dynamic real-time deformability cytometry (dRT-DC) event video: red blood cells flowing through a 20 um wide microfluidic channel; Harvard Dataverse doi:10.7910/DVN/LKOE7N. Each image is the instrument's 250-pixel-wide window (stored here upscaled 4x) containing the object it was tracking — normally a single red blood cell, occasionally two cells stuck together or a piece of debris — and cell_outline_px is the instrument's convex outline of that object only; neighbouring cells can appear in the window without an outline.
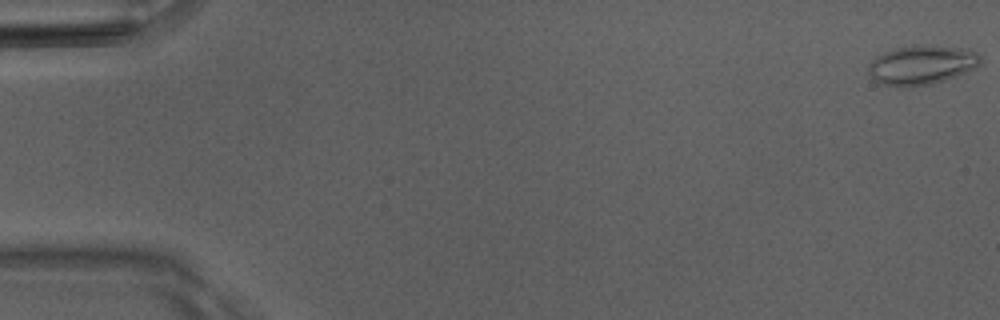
{"species": "Egyptian fruit bat (a non-hibernating species)", "species_latin": "Rousettus aegyptiacus", "temperature_condition": "room temperature", "stored_images_in_passage": 15, "camera_frame_rate_fps": 3000, "um_per_image_px": 0.085, "animal": {"sex": "male"}, "frame": {"image": 1, "passage_image": 1, "time_ms": 0.0, "image_size_px": [1000, 320], "cell_outline_px": [[984, 60], [976, 68], [944, 80], [932, 84], [896, 88], [884, 84], [876, 80], [868, 72], [868, 64], [876, 56], [884, 52], [896, 48], [916, 44], [968, 48], [976, 52]], "centroid_in_image_um": [78.36, 5.51], "position_along_channel_um": 6.6, "area_um2": 25.89}}